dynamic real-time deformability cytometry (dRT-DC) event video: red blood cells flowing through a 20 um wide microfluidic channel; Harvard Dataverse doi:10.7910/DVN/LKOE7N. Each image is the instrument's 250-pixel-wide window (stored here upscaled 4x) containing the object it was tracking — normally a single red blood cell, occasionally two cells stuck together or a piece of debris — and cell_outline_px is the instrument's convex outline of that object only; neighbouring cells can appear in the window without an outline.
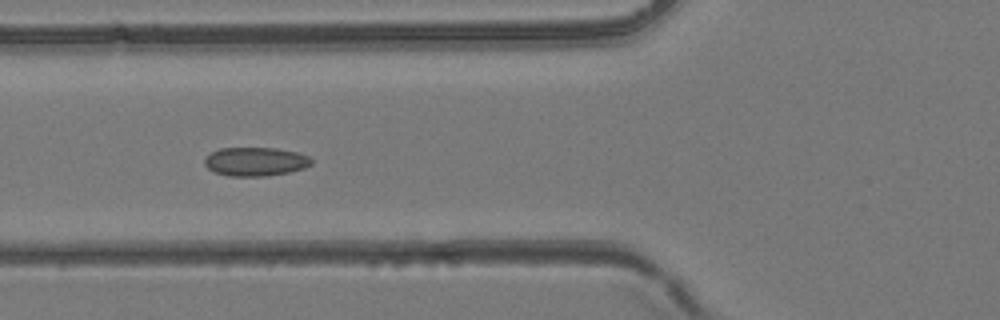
{"species": "common noctule bat (a hibernating species)", "species_latin": "Nyctalus noctula", "temperature_condition": "room temperature", "stored_images_in_passage": 5, "camera_frame_rate_fps": 3000, "um_per_image_px": 0.085, "animal": {"sex": "female", "body_mass_g": 24.6, "forearm_length_mm": 56.2}, "frame": {"image": 1, "passage_image": 5, "time_ms": 5.333, "image_size_px": [1000, 320], "cell_outline_px": [[312, 164], [304, 168], [288, 172], [264, 176], [228, 176], [216, 172], [208, 168], [204, 164], [204, 160], [212, 152], [220, 148], [276, 148], [296, 152], [308, 156], [312, 160]], "centroid_in_image_um": [21.72, 13.73], "position_along_channel_um": 104.1, "area_um2": 17.74}}